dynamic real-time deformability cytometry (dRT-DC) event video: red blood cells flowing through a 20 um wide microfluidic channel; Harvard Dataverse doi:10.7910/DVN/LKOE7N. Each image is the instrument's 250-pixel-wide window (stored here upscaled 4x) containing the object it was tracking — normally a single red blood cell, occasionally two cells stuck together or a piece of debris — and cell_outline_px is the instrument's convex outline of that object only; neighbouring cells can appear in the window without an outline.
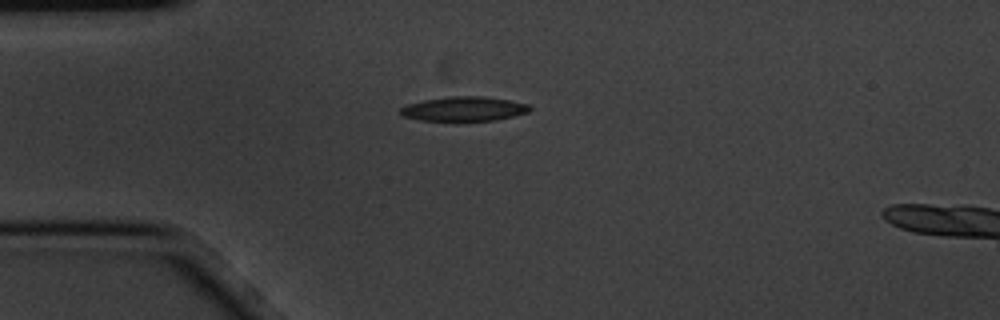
{"species": "common noctule bat (a hibernating species)", "species_latin": "Nyctalus noctula", "temperature_condition": "cold", "stored_images_in_passage": 3, "camera_frame_rate_fps": 3000, "um_per_image_px": 0.085, "animal": {"sex": "male", "body_mass_g": 20.1, "forearm_length_mm": 53.5}, "frame": {"image": 1, "passage_image": 1, "time_ms": 0.0, "image_size_px": [1000, 320], "cell_outline_px": [[532, 108], [528, 112], [496, 120], [420, 120], [404, 116], [400, 112], [400, 108], [408, 104], [424, 100], [452, 96], [484, 96], [508, 100], [528, 104]], "centroid_in_image_um": [39.45, 9.24], "position_along_channel_um": 45.5, "area_um2": 18.09}}
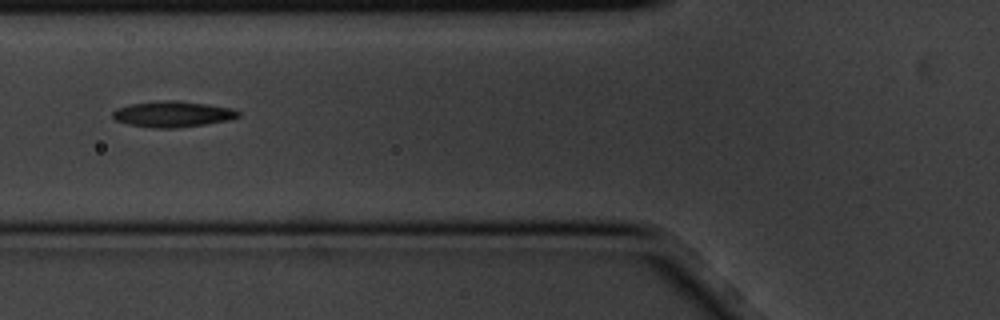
{"frame": {"image": 2, "passage_image": 3, "time_ms": 0.667, "image_size_px": [1000, 320], "cell_outline_px": [[240, 116], [228, 120], [204, 124], [176, 128], [152, 128], [128, 124], [116, 120], [112, 116], [112, 112], [116, 108], [128, 104], [168, 100], [176, 100], [232, 108], [240, 112]], "centroid_in_image_um": [14.65, 9.7], "position_along_channel_um": 111.2, "area_um2": 18.84}}